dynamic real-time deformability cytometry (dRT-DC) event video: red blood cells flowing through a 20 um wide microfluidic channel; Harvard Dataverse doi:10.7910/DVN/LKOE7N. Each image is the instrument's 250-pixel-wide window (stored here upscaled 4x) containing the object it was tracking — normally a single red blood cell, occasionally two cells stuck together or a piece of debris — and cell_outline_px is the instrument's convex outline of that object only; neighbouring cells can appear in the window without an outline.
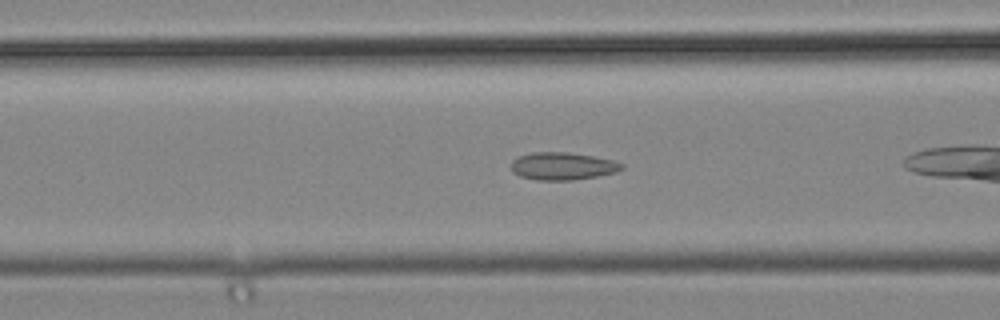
{"species": "common noctule bat (a hibernating species)", "species_latin": "Nyctalus noctula", "temperature_condition": "cold", "stored_images_in_passage": 23, "camera_frame_rate_fps": 3000, "um_per_image_px": 0.085, "animal": {"sex": "male", "body_mass_g": 19.2, "forearm_length_mm": 51.8}, "frame": {"image": 1, "passage_image": 4, "time_ms": 1.0, "image_size_px": [1000, 320], "cell_outline_px": [[624, 168], [616, 172], [596, 176], [572, 180], [536, 180], [520, 176], [512, 172], [512, 160], [520, 156], [532, 152], [568, 152], [592, 156], [612, 160], [624, 164]], "centroid_in_image_um": [47.81, 14.12], "position_along_channel_um": 118.8, "area_um2": 17.69}}
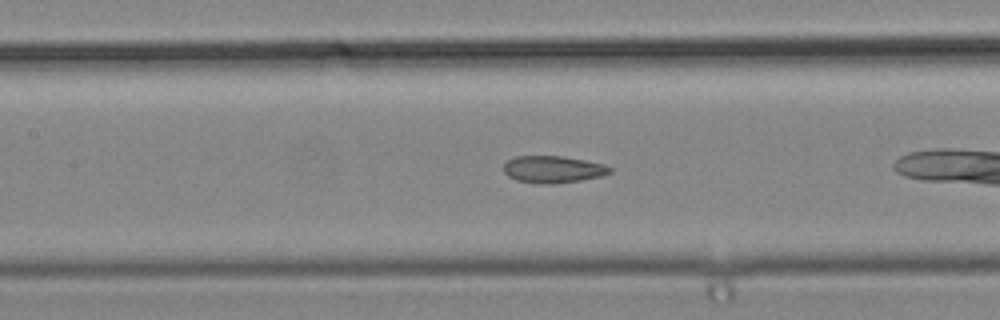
{"frame": {"image": 2, "passage_image": 7, "time_ms": 2.0, "image_size_px": [1000, 320], "cell_outline_px": [[612, 172], [604, 176], [580, 180], [552, 184], [540, 184], [516, 180], [508, 176], [504, 172], [504, 164], [508, 160], [516, 156], [564, 156], [604, 164], [612, 168]], "centroid_in_image_um": [47.02, 14.4], "position_along_channel_um": 160.4, "area_um2": 16.82}}
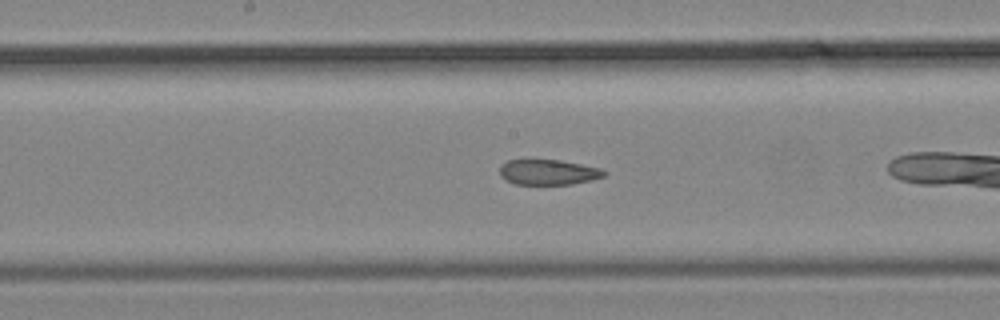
{"frame": {"image": 3, "passage_image": 10, "time_ms": 3.0, "image_size_px": [1000, 320], "cell_outline_px": [[608, 172], [604, 176], [592, 180], [572, 184], [516, 184], [504, 180], [500, 176], [500, 164], [508, 160], [560, 160], [600, 168]], "centroid_in_image_um": [46.59, 14.64], "position_along_channel_um": 201.6, "area_um2": 15.43}}